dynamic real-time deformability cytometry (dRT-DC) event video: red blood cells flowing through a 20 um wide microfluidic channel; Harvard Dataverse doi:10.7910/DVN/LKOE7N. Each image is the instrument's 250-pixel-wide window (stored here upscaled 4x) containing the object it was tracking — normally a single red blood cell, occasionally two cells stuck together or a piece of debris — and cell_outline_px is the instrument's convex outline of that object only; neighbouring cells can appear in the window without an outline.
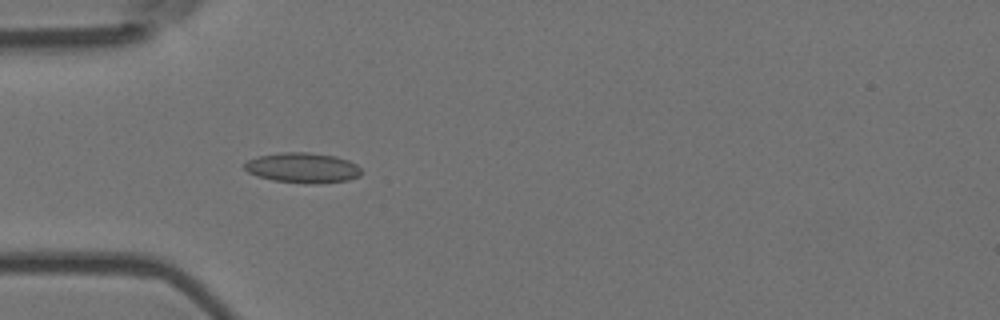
{"species": "Egyptian fruit bat (a non-hibernating species)", "species_latin": "Rousettus aegyptiacus", "temperature_condition": "room temperature", "stored_images_in_passage": 1, "camera_frame_rate_fps": 3000, "um_per_image_px": 0.085, "animal": {"sex": "female"}, "frame": {"image": 1, "passage_image": 1, "time_ms": 0.0, "image_size_px": [1000, 320], "cell_outline_px": [[360, 176], [348, 180], [316, 184], [304, 184], [272, 180], [256, 176], [248, 172], [244, 168], [244, 164], [248, 160], [260, 156], [280, 152], [308, 152], [336, 156], [348, 160], [356, 164], [360, 168]], "centroid_in_image_um": [25.72, 14.27], "position_along_channel_um": 59.3, "area_um2": 20.69}}